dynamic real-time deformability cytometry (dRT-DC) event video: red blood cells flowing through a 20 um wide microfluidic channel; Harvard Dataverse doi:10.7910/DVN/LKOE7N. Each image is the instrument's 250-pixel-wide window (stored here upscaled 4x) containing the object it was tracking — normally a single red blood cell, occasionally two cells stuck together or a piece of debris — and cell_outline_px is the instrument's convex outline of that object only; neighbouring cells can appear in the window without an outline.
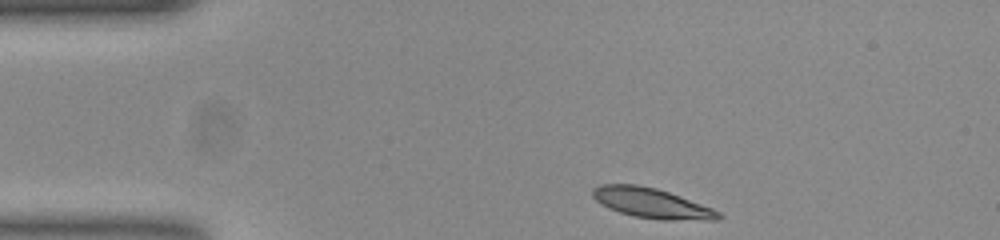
{"species": "common noctule bat (a hibernating species)", "species_latin": "Nyctalus noctula", "temperature_condition": "room temperature", "stored_images_in_passage": 36, "camera_frame_rate_fps": 3000, "um_per_image_px": 0.085, "animal": {"sex": "female", "body_mass_g": 23.0, "forearm_length_mm": 53.4}, "frame": {"image": 1, "passage_image": 1, "time_ms": 0.0, "image_size_px": [1000, 240], "cell_outline_px": [[724, 216], [720, 220], [664, 220], [632, 216], [608, 208], [600, 204], [592, 196], [592, 188], [600, 184], [636, 184], [656, 188], [680, 196], [712, 208], [720, 212]], "centroid_in_image_um": [55.39, 17.27], "position_along_channel_um": 29.6, "area_um2": 22.14}}
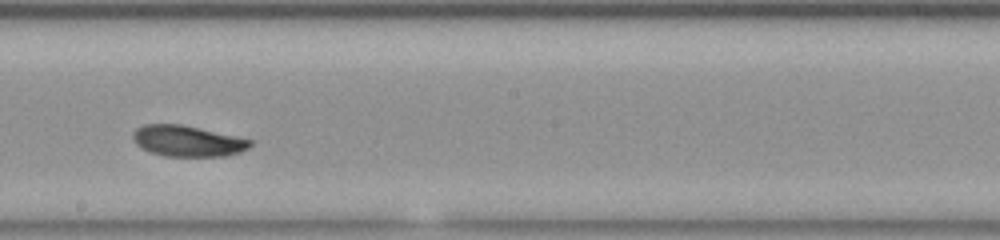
{"frame": {"image": 2, "passage_image": 21, "time_ms": 6.667, "image_size_px": [1000, 240], "cell_outline_px": [[252, 144], [248, 148], [240, 152], [228, 156], [164, 156], [140, 148], [132, 140], [132, 132], [136, 128], [144, 124], [180, 124], [200, 128], [252, 140]], "centroid_in_image_um": [15.9, 11.98], "position_along_channel_um": 232.3, "area_um2": 21.21}}
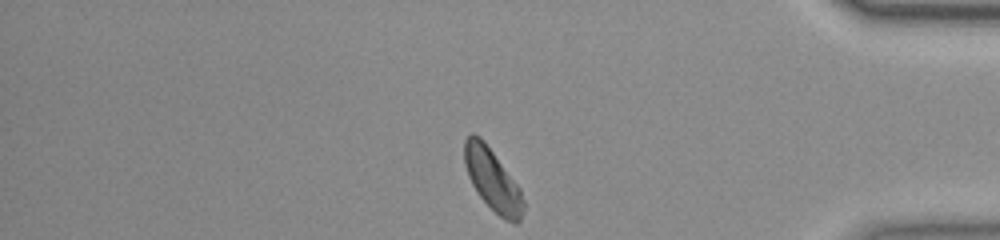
{"frame": {"image": 3, "passage_image": 36, "time_ms": 11.667, "image_size_px": [1000, 240], "cell_outline_px": [[524, 208], [520, 220], [516, 224], [504, 220], [480, 196], [472, 184], [468, 176], [464, 164], [464, 140], [472, 132], [480, 136], [484, 140], [520, 188], [524, 200]], "centroid_in_image_um": [41.86, 15.27], "position_along_channel_um": 393.3, "area_um2": 21.15}, "authors_computed_cell_mechanics": {"area_um2": 21.8195, "velocity_mm_per_s": 3.8378, "shape_relaxation_time_tau1_ms": 2.0257, "shape_relaxation_time_tau2_ms": null, "deformation_change_tau1": 0.0961, "deformation_change_tau2": null}}